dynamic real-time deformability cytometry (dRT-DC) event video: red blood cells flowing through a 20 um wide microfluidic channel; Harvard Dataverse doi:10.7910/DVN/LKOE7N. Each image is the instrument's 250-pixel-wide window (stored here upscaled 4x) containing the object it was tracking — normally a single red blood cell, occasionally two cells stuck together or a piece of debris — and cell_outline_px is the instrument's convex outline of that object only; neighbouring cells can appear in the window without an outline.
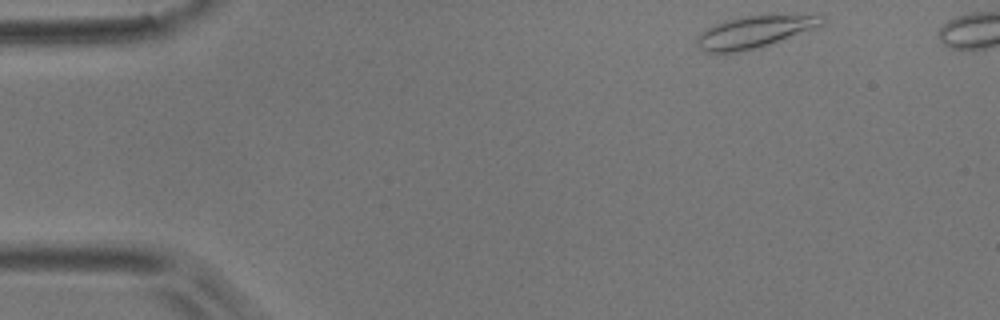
{"species": "common noctule bat (a hibernating species)", "species_latin": "Nyctalus noctula", "temperature_condition": "room temperature", "stored_images_in_passage": 43, "camera_frame_rate_fps": 3000, "um_per_image_px": 0.085, "animal": {"sex": "male", "body_mass_g": 17.9}, "frame": {"image": 1, "passage_image": 1, "time_ms": 0.0, "image_size_px": [1000, 320], "cell_outline_px": [[824, 24], [768, 44], [736, 52], [704, 52], [696, 44], [696, 36], [704, 28], [724, 20], [740, 16], [816, 16], [824, 20]], "centroid_in_image_um": [63.95, 2.72], "position_along_channel_um": 21.1, "area_um2": 22.43}}
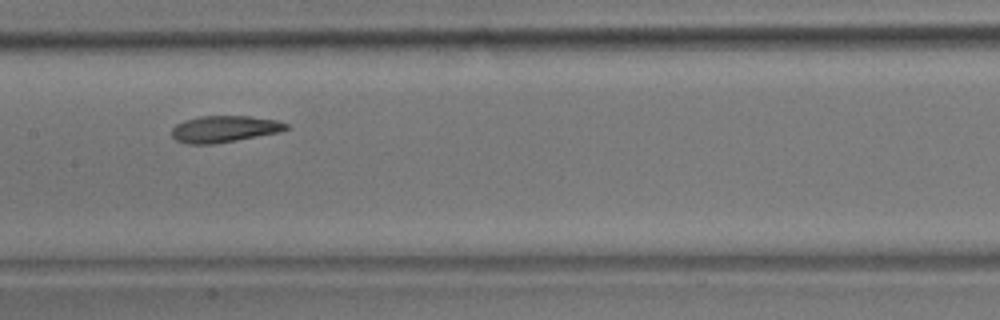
{"frame": {"image": 2, "passage_image": 21, "time_ms": 6.667, "image_size_px": [1000, 320], "cell_outline_px": [[288, 128], [276, 132], [236, 140], [212, 144], [184, 144], [176, 140], [172, 136], [172, 128], [176, 124], [184, 120], [200, 116], [248, 116], [276, 120], [288, 124]], "centroid_in_image_um": [19.0, 10.96], "position_along_channel_um": 188.4, "area_um2": 17.51}}
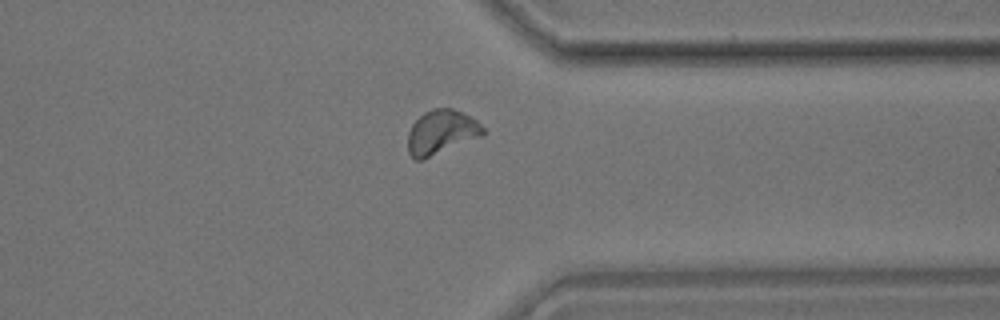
{"frame": {"image": 3, "passage_image": 36, "time_ms": 11.667, "image_size_px": [1000, 320], "cell_outline_px": [[484, 136], [420, 160], [416, 160], [408, 152], [408, 132], [412, 124], [424, 112], [432, 108], [452, 108], [476, 120], [484, 128]], "centroid_in_image_um": [37.51, 11.23], "position_along_channel_um": 373.9, "area_um2": 19.25}}